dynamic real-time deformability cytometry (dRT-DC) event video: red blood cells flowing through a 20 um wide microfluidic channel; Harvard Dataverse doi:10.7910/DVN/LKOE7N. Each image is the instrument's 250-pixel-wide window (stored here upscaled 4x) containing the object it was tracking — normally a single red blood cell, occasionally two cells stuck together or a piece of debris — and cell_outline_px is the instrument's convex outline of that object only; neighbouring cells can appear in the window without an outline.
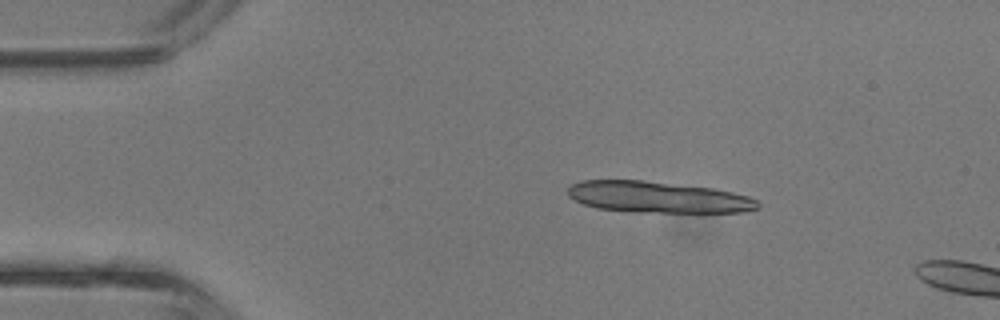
{"species": "common noctule bat (a hibernating species)", "species_latin": "Nyctalus noctula", "temperature_condition": "room temperature", "stored_images_in_passage": 3, "camera_frame_rate_fps": 3000, "um_per_image_px": 0.085, "animal": {"sex": "male", "body_mass_g": 13.3}, "frame": {"image": 1, "passage_image": 1, "time_ms": 0.0, "image_size_px": [1000, 320], "cell_outline_px": [[760, 208], [744, 212], [632, 212], [596, 208], [584, 204], [568, 196], [568, 188], [572, 184], [580, 180], [644, 180], [712, 188], [732, 192], [748, 196], [756, 200], [760, 204]], "centroid_in_image_um": [55.92, 16.76], "position_along_channel_um": 29.1, "area_um2": 34.74}}